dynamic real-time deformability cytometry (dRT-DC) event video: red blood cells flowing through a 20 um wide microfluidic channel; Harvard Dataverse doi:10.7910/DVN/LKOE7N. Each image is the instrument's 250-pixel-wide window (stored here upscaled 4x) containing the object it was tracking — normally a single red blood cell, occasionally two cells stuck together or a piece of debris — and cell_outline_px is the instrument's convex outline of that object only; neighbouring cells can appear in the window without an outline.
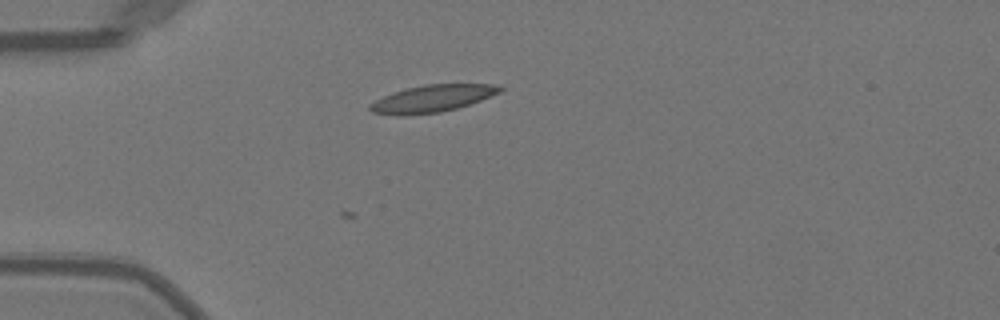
{"species": "Egyptian fruit bat (a non-hibernating species)", "species_latin": "Rousettus aegyptiacus", "temperature_condition": "warm", "stored_images_in_passage": 2, "camera_frame_rate_fps": 3000, "um_per_image_px": 0.085, "animal": {"sex": "female"}, "frame": {"image": 1, "passage_image": 2, "time_ms": 0.333, "image_size_px": [1000, 320], "cell_outline_px": [[504, 88], [500, 92], [480, 100], [456, 108], [440, 112], [372, 112], [368, 108], [368, 104], [384, 96], [408, 88], [424, 84], [496, 84]], "centroid_in_image_um": [36.85, 8.31], "position_along_channel_um": 48.1, "area_um2": 19.31}}